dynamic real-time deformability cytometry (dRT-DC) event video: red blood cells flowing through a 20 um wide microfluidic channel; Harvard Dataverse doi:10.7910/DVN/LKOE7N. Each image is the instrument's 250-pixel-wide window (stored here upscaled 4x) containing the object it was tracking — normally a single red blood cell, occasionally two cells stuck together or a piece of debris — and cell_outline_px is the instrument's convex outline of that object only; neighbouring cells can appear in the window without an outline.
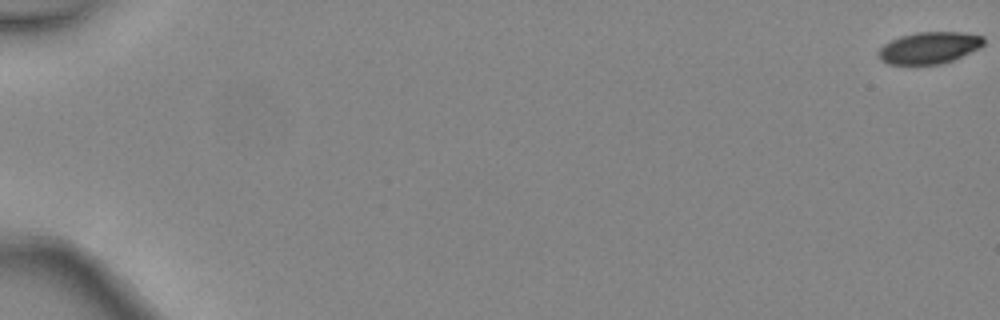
{"species": "common noctule bat (a hibernating species)", "species_latin": "Nyctalus noctula", "temperature_condition": "warm", "stored_images_in_passage": 5, "camera_frame_rate_fps": 3000, "um_per_image_px": 0.085, "animal": {"sex": "female", "body_mass_g": 24.6, "forearm_length_mm": 56.2}, "frame": {"image": 1, "passage_image": 1, "time_ms": 0.0, "image_size_px": [1000, 320], "cell_outline_px": [[984, 44], [980, 48], [952, 60], [940, 64], [888, 64], [880, 60], [880, 48], [884, 44], [900, 36], [916, 32], [960, 32], [984, 36]], "centroid_in_image_um": [79.01, 4.05], "position_along_channel_um": 6.0, "area_um2": 19.31}}